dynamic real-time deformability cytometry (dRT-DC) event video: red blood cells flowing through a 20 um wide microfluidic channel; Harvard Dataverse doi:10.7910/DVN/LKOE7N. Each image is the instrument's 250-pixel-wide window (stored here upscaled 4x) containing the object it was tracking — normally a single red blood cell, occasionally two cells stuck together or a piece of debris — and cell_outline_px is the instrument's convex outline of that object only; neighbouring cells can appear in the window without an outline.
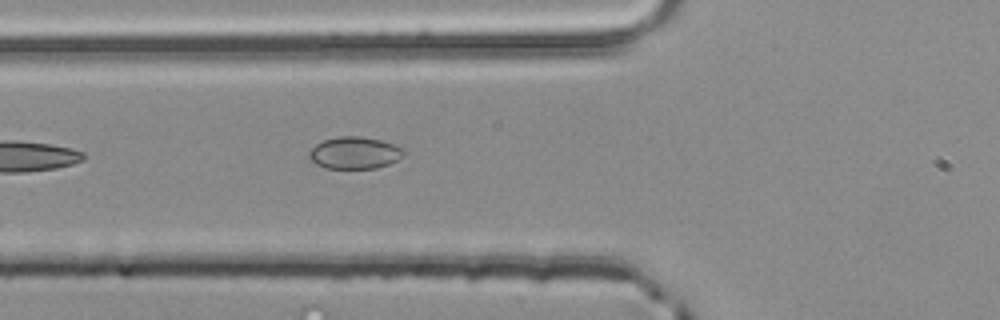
{"species": "common noctule bat (a hibernating species)", "species_latin": "Nyctalus noctula", "temperature_condition": "room temperature", "stored_images_in_passage": 4, "camera_frame_rate_fps": 3000, "um_per_image_px": 0.085, "animal": {"sex": "male", "body_mass_g": 20.4}, "frame": {"image": 1, "passage_image": 4, "time_ms": 1.0, "image_size_px": [1000, 320], "cell_outline_px": [[404, 156], [388, 164], [376, 168], [324, 168], [316, 164], [308, 156], [308, 152], [316, 144], [324, 140], [340, 136], [360, 136], [380, 140], [404, 148]], "centroid_in_image_um": [30.13, 12.99], "position_along_channel_um": 95.7, "area_um2": 17.57}}